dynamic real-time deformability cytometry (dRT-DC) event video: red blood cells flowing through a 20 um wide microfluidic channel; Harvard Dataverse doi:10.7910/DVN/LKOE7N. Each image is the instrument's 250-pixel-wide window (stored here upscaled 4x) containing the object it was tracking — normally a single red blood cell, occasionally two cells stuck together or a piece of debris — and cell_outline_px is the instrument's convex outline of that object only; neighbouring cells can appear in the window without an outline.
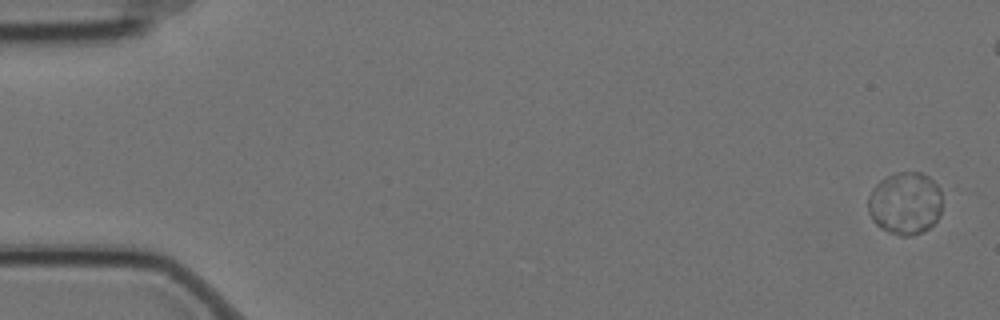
{"species": "Egyptian fruit bat (a non-hibernating species)", "species_latin": "Rousettus aegyptiacus", "temperature_condition": "cold", "stored_images_in_passage": 6, "camera_frame_rate_fps": 3000, "um_per_image_px": 0.085, "animal": {"sex": "female"}, "frame": {"image": 1, "passage_image": 1, "time_ms": 0.0, "image_size_px": [1000, 320], "cell_outline_px": [[940, 216], [924, 232], [908, 236], [900, 236], [888, 232], [880, 228], [872, 220], [868, 212], [868, 196], [872, 188], [880, 180], [896, 172], [920, 172], [928, 176], [940, 188]], "centroid_in_image_um": [76.91, 17.29], "position_along_channel_um": 8.1, "area_um2": 27.17}}